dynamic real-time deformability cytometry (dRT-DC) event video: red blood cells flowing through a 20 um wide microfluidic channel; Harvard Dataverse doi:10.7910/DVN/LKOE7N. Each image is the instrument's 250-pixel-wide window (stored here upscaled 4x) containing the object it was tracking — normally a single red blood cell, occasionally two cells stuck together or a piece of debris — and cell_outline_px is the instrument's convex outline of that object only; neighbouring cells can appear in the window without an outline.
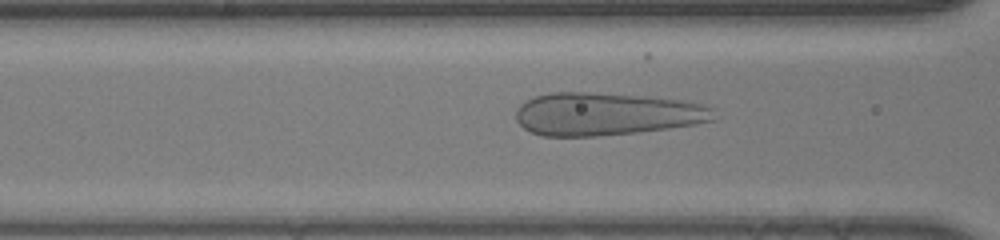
{"species": "human", "species_latin": "Homo sapiens", "temperature_condition": "room temperature", "stored_images_in_passage": 41, "camera_frame_rate_fps": 3000, "um_per_image_px": 0.085, "donor": {"sex": "male"}, "frame": {"image": 1, "passage_image": 15, "time_ms": 4.667, "image_size_px": [1000, 240], "cell_outline_px": [[720, 116], [712, 120], [696, 124], [668, 128], [636, 132], [600, 136], [544, 136], [532, 132], [524, 128], [516, 120], [516, 112], [520, 104], [524, 100], [548, 92], [588, 92], [648, 96], [684, 100], [708, 104], [716, 108]], "centroid_in_image_um": [51.62, 9.67], "position_along_channel_um": 115.0, "area_um2": 50.05}}
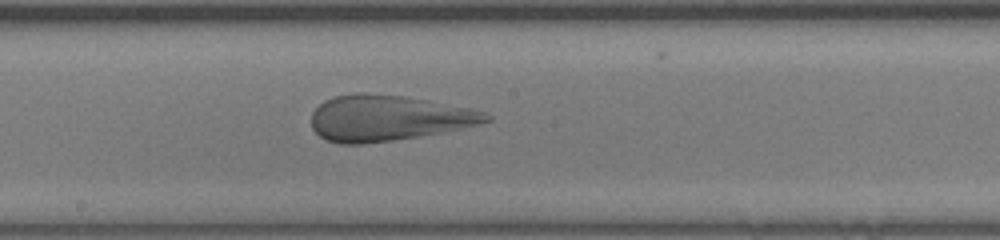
{"frame": {"image": 2, "passage_image": 22, "time_ms": 7.0, "image_size_px": [1000, 240], "cell_outline_px": [[492, 120], [480, 124], [440, 132], [392, 140], [364, 144], [340, 144], [324, 140], [312, 128], [312, 112], [324, 100], [336, 96], [356, 92], [364, 92], [408, 96], [468, 108], [484, 112], [492, 116]], "centroid_in_image_um": [32.94, 10.02], "position_along_channel_um": 215.3, "area_um2": 46.47}}
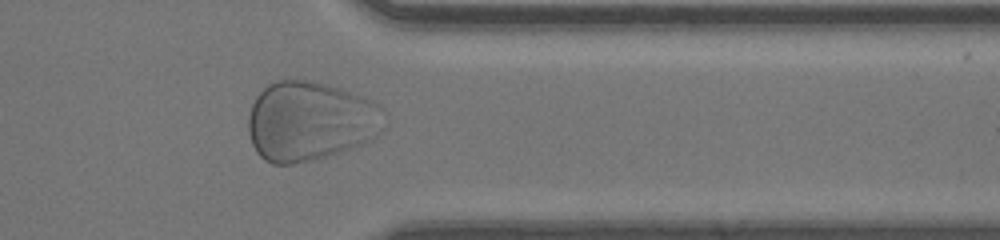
{"frame": {"image": 3, "passage_image": 34, "time_ms": 11.0, "image_size_px": [1000, 240], "cell_outline_px": [[384, 128], [372, 140], [312, 160], [292, 164], [272, 164], [264, 160], [256, 152], [252, 144], [248, 132], [248, 116], [252, 104], [256, 96], [268, 84], [276, 80], [312, 80], [328, 84], [340, 88], [372, 100], [380, 108]], "centroid_in_image_um": [26.31, 10.29], "position_along_channel_um": 385.1, "area_um2": 62.89}}